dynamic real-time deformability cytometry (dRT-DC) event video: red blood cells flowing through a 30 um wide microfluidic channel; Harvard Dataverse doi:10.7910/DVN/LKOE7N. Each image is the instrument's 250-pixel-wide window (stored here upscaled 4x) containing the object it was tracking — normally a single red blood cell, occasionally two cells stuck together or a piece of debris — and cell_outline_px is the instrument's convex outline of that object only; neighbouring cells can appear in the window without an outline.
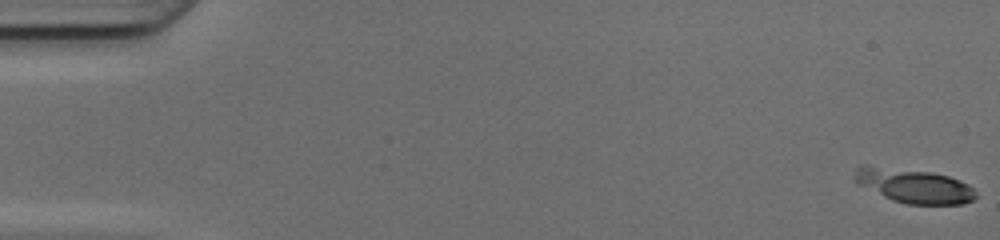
{"species": "common noctule bat (a hibernating species)", "species_latin": "Nyctalus noctula", "temperature_condition": "cold", "stored_images_in_passage": 21, "camera_frame_rate_fps": 3000, "um_per_image_px": 0.085, "animal": {"sex": "female", "body_mass_g": 17.0, "forearm_length_mm": 48.0}, "frame": {"image": 1, "passage_image": 1, "time_ms": 0.0, "image_size_px": [1000, 240], "cell_outline_px": [[976, 196], [972, 200], [964, 204], [908, 204], [892, 200], [856, 184], [852, 180], [856, 168], [872, 168], [932, 172], [948, 176], [968, 184], [976, 192]], "centroid_in_image_um": [77.73, 15.84], "position_along_channel_um": 7.3, "area_um2": 23.35}}
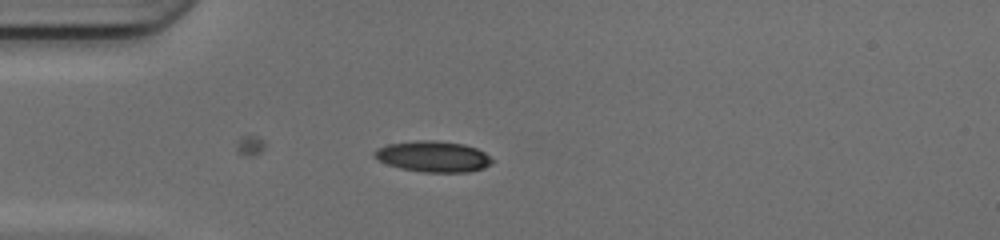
{"frame": {"image": 2, "passage_image": 15, "time_ms": 4.667, "image_size_px": [1000, 240], "cell_outline_px": [[492, 164], [484, 168], [468, 172], [424, 172], [400, 168], [388, 164], [372, 156], [372, 152], [388, 144], [420, 140], [432, 140], [464, 144], [476, 148], [484, 152], [492, 160]], "centroid_in_image_um": [36.83, 13.31], "position_along_channel_um": 48.2, "area_um2": 21.04}}
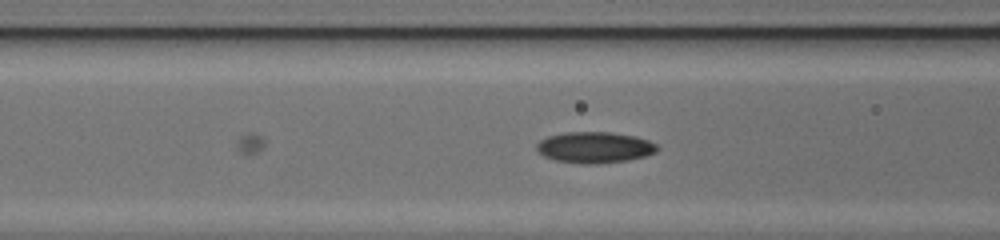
{"frame": {"image": 3, "passage_image": 21, "time_ms": 6.667, "image_size_px": [1000, 240], "cell_outline_px": [[656, 152], [644, 156], [628, 160], [600, 164], [580, 164], [556, 160], [544, 156], [536, 148], [536, 144], [540, 140], [548, 136], [568, 132], [608, 132], [636, 136], [648, 140], [656, 144]], "centroid_in_image_um": [50.53, 12.53], "position_along_channel_um": 116.1, "area_um2": 21.79}}